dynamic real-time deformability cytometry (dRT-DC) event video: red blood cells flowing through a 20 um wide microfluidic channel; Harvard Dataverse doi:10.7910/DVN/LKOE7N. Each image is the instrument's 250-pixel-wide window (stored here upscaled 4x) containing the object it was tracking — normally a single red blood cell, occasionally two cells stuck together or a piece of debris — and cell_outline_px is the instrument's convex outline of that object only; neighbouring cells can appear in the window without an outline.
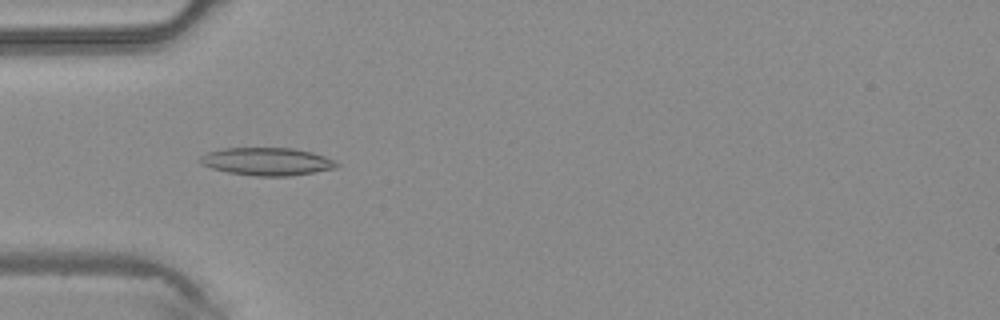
{"species": "common noctule bat (a hibernating species)", "species_latin": "Nyctalus noctula", "temperature_condition": "warm", "stored_images_in_passage": 45, "camera_frame_rate_fps": 3000, "um_per_image_px": 0.085, "animal": {"sex": "male", "body_mass_g": 20.4}, "frame": {"image": 1, "passage_image": 14, "time_ms": 4.333, "image_size_px": [1000, 320], "cell_outline_px": [[340, 164], [336, 168], [288, 176], [256, 176], [228, 172], [212, 168], [200, 164], [200, 156], [208, 152], [224, 148], [292, 148], [312, 152], [336, 160]], "centroid_in_image_um": [22.7, 13.72], "position_along_channel_um": 62.3, "area_um2": 22.02}}
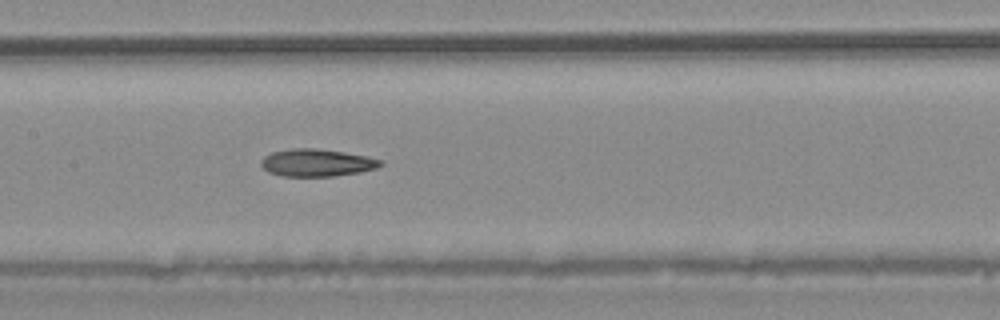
{"frame": {"image": 2, "passage_image": 22, "time_ms": 7.0, "image_size_px": [1000, 320], "cell_outline_px": [[384, 164], [376, 168], [360, 172], [336, 176], [280, 176], [268, 172], [260, 164], [260, 160], [264, 156], [272, 152], [292, 148], [316, 148], [344, 152], [384, 160]], "centroid_in_image_um": [26.92, 13.83], "position_along_channel_um": 180.5, "area_um2": 19.19}}
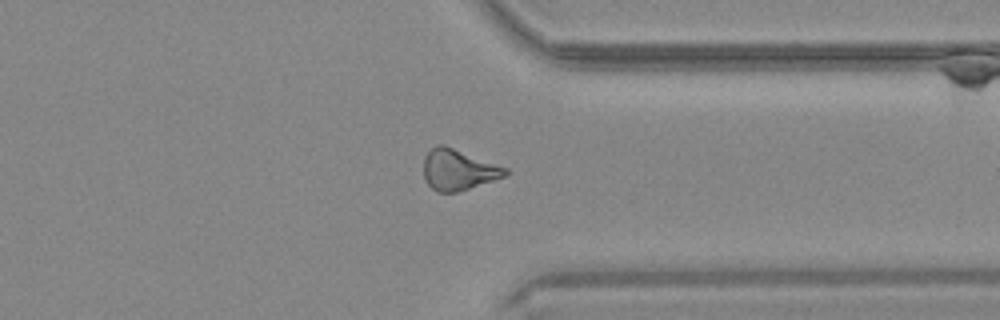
{"frame": {"image": 3, "passage_image": 35, "time_ms": 11.333, "image_size_px": [1000, 320], "cell_outline_px": [[508, 172], [504, 176], [456, 192], [436, 192], [428, 184], [424, 176], [424, 156], [436, 144], [444, 144], [508, 168]], "centroid_in_image_um": [38.92, 14.41], "position_along_channel_um": 372.5, "area_um2": 19.19}}